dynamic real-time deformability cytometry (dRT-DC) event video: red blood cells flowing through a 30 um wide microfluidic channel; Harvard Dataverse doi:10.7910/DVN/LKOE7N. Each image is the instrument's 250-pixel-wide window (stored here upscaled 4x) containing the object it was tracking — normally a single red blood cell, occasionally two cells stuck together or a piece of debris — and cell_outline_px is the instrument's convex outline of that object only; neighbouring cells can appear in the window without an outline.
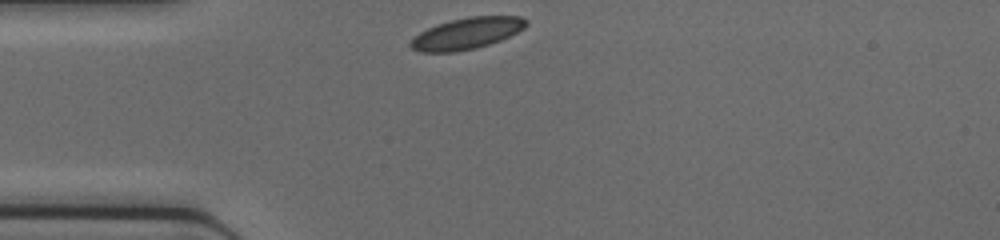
{"species": "common noctule bat (a hibernating species)", "species_latin": "Nyctalus noctula", "temperature_condition": "cold", "stored_images_in_passage": 27, "camera_frame_rate_fps": 3000, "um_per_image_px": 0.085, "animal": {"sex": "female", "body_mass_g": 17.0, "forearm_length_mm": 48.0}, "frame": {"image": 1, "passage_image": 1, "time_ms": 0.0, "image_size_px": [1000, 240], "cell_outline_px": [[528, 24], [524, 28], [500, 40], [476, 48], [456, 52], [420, 52], [412, 48], [408, 44], [420, 32], [436, 24], [468, 16], [520, 16], [528, 20]], "centroid_in_image_um": [39.68, 2.83], "position_along_channel_um": 45.3, "area_um2": 21.04}}
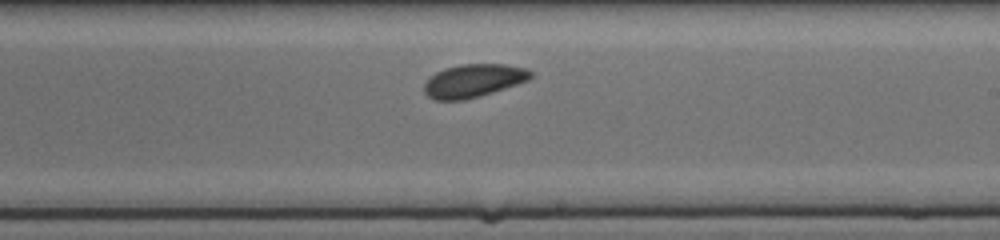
{"frame": {"image": 2, "passage_image": 16, "time_ms": 5.0, "image_size_px": [1000, 240], "cell_outline_px": [[532, 76], [528, 80], [480, 96], [464, 100], [436, 100], [428, 96], [424, 92], [424, 84], [436, 72], [444, 68], [460, 64], [504, 64], [524, 68], [532, 72]], "centroid_in_image_um": [40.22, 6.86], "position_along_channel_um": 248.8, "area_um2": 20.35}}
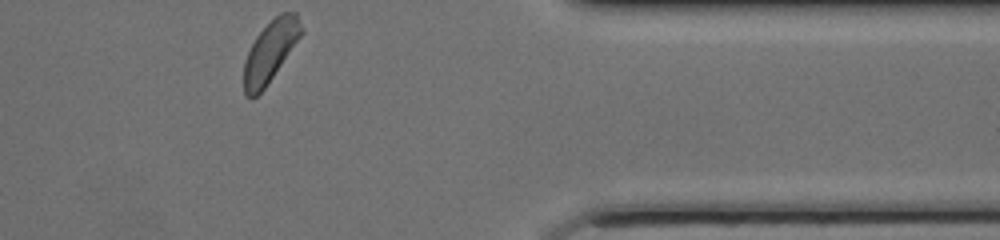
{"frame": {"image": 3, "passage_image": 27, "time_ms": 8.667, "image_size_px": [1000, 240], "cell_outline_px": [[304, 32], [264, 88], [252, 100], [244, 96], [244, 60], [256, 36], [280, 12], [296, 12], [304, 28]], "centroid_in_image_um": [22.98, 4.37], "position_along_channel_um": 388.4, "area_um2": 20.29}}